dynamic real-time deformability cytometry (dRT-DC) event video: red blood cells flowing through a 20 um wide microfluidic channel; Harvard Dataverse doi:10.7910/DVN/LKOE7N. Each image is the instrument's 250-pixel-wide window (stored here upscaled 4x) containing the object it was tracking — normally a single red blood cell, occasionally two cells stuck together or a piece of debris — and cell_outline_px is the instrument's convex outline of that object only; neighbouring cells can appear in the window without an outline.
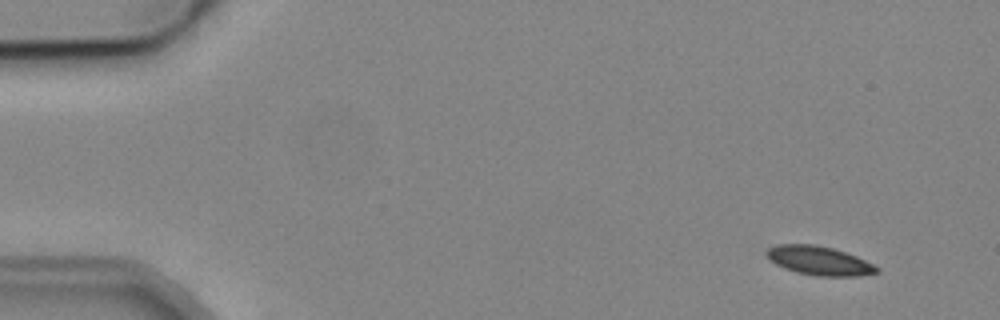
{"species": "common noctule bat (a hibernating species)", "species_latin": "Nyctalus noctula", "temperature_condition": "cold", "stored_images_in_passage": 6, "camera_frame_rate_fps": 3000, "um_per_image_px": 0.085, "animal": {"sex": "male", "body_mass_g": 19.2, "forearm_length_mm": 51.8}, "frame": {"image": 1, "passage_image": 2, "time_ms": 1.0, "image_size_px": [1000, 320], "cell_outline_px": [[880, 272], [860, 276], [820, 276], [796, 272], [784, 268], [768, 260], [764, 252], [768, 248], [776, 244], [816, 244], [832, 248], [856, 256], [880, 268]], "centroid_in_image_um": [69.59, 22.15], "position_along_channel_um": 15.4, "area_um2": 18.67}}